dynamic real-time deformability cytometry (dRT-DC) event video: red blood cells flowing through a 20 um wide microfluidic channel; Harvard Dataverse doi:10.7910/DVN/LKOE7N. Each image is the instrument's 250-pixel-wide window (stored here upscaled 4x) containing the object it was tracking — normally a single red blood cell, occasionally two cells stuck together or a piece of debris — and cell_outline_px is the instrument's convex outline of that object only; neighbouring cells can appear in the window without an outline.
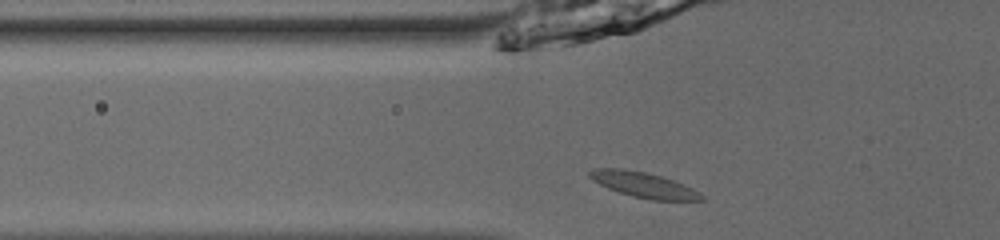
{"species": "common noctule bat (a hibernating species)", "species_latin": "Nyctalus noctula", "temperature_condition": "room temperature", "stored_images_in_passage": 35, "camera_frame_rate_fps": 3000, "um_per_image_px": 0.085, "animal": {"sex": "male", "body_mass_g": 13.0, "forearm_length_mm": 53.1}, "frame": {"image": 1, "passage_image": 2, "time_ms": 0.333, "image_size_px": [1000, 240], "cell_outline_px": [[708, 200], [652, 200], [632, 196], [608, 188], [592, 180], [588, 176], [588, 172], [592, 168], [624, 168], [644, 172], [660, 176], [684, 184], [700, 192]], "centroid_in_image_um": [54.71, 15.71], "position_along_channel_um": 71.1, "area_um2": 16.53}}
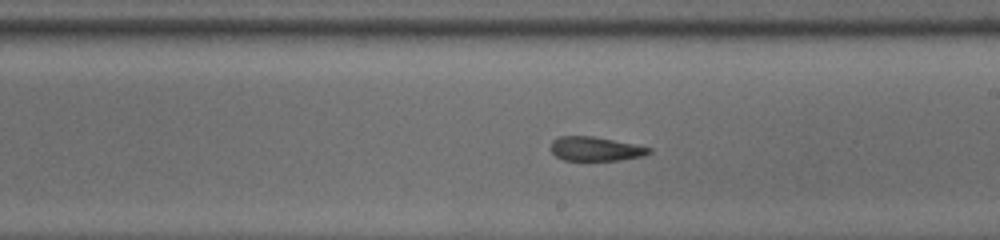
{"frame": {"image": 2, "passage_image": 15, "time_ms": 4.667, "image_size_px": [1000, 240], "cell_outline_px": [[652, 152], [644, 156], [620, 160], [564, 160], [556, 156], [552, 152], [552, 140], [560, 136], [596, 136], [652, 148]], "centroid_in_image_um": [50.65, 12.65], "position_along_channel_um": 238.4, "area_um2": 13.81}}
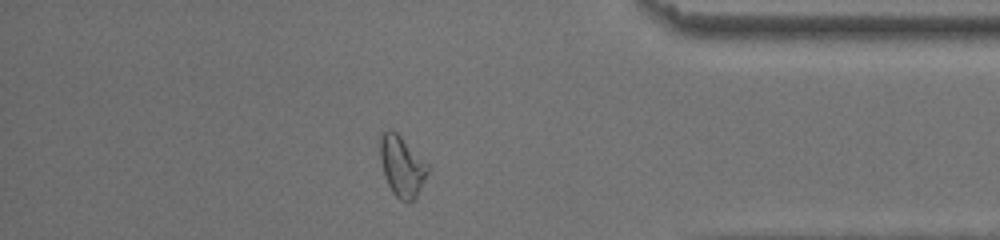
{"frame": {"image": 3, "passage_image": 29, "time_ms": 9.333, "image_size_px": [1000, 240], "cell_outline_px": [[428, 172], [416, 196], [412, 200], [400, 200], [392, 192], [384, 176], [380, 160], [380, 136], [388, 128], [396, 132], [428, 164]], "centroid_in_image_um": [34.13, 14.11], "position_along_channel_um": 401.1, "area_um2": 16.47}, "authors_computed_cell_mechanics": {"area_um2": 15.317, "velocity_mm_per_s": 3.8707, "shape_relaxation_time_tau1_ms": null, "shape_relaxation_time_tau2_ms": 2.238, "deformation_change_tau1": null, "deformation_change_tau2": 0.0975}}